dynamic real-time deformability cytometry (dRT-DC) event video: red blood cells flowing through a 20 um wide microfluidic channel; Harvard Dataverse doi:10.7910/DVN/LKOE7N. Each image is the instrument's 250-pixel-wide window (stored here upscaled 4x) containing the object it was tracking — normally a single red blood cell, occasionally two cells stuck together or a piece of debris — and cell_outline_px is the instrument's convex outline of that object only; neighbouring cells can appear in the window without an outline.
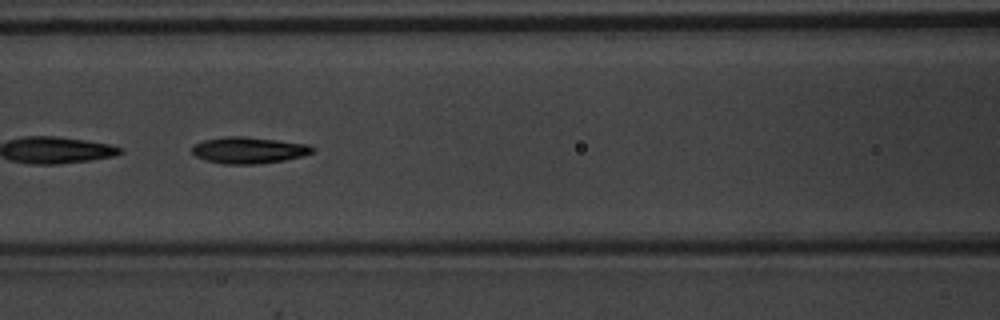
{"species": "common noctule bat (a hibernating species)", "species_latin": "Nyctalus noctula", "temperature_condition": "warm", "stored_images_in_passage": 50, "camera_frame_rate_fps": 3000, "um_per_image_px": 0.085, "animal": {"sex": "male", "body_mass_g": 20.1, "forearm_length_mm": 53.5}, "frame": {"image": 1, "passage_image": 22, "time_ms": 7.0, "image_size_px": [1000, 320], "cell_outline_px": [[316, 148], [312, 152], [304, 156], [284, 160], [256, 164], [220, 164], [204, 160], [196, 156], [192, 152], [192, 148], [196, 144], [204, 140], [224, 136], [244, 136], [308, 144]], "centroid_in_image_um": [21.14, 12.77], "position_along_channel_um": 145.5, "area_um2": 18.61}}
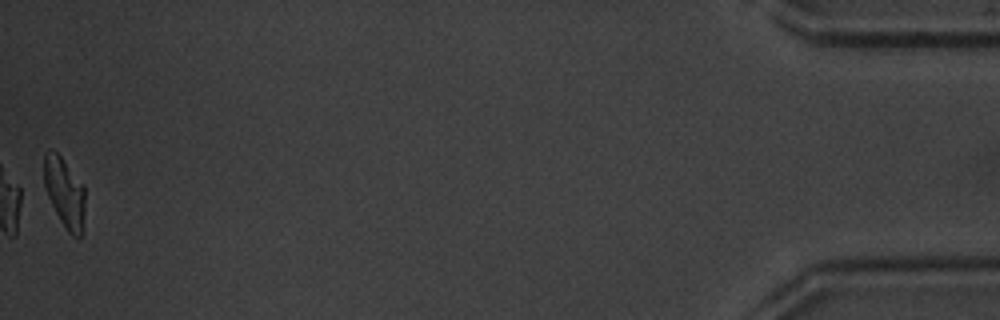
{"frame": {"image": 2, "passage_image": 50, "time_ms": 16.333, "image_size_px": [1000, 320], "cell_outline_px": [[84, 232], [80, 236], [72, 236], [68, 232], [60, 220], [44, 188], [44, 156], [48, 148], [52, 148], [60, 156], [84, 184]], "centroid_in_image_um": [5.5, 16.36], "position_along_channel_um": 429.7, "area_um2": 16.88}, "authors_computed_cell_mechanics": {"area_um2": 18.3804, "velocity_mm_per_s": 4.0074, "shape_relaxation_time_tau1_ms": 2.5238, "shape_relaxation_time_tau2_ms": 2.8409, "deformation_change_tau1": 0.1814, "deformation_change_tau2": 0.1039}}